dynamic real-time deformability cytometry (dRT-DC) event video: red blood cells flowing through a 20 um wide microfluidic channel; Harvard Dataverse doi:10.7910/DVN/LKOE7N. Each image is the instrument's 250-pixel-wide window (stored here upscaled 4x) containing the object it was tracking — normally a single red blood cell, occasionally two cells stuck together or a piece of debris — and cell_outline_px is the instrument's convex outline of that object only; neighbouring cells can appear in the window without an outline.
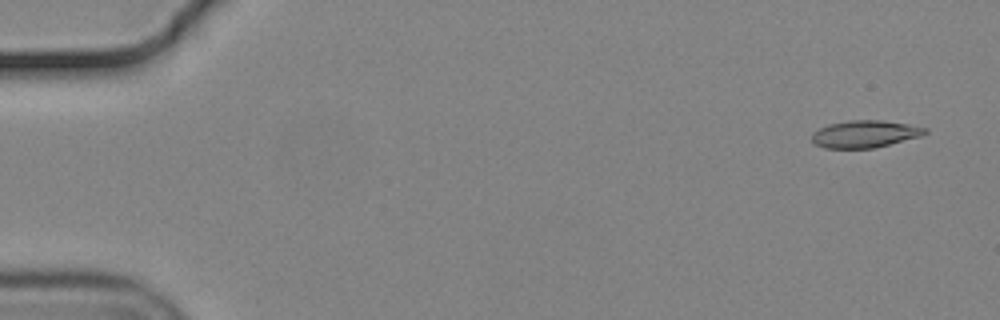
{"species": "common noctule bat (a hibernating species)", "species_latin": "Nyctalus noctula", "temperature_condition": "cold", "stored_images_in_passage": 55, "camera_frame_rate_fps": 3000, "um_per_image_px": 0.085, "animal": {"sex": "male", "body_mass_g": 19.2, "forearm_length_mm": 51.8}, "frame": {"image": 1, "passage_image": 3, "time_ms": 0.667, "image_size_px": [1000, 320], "cell_outline_px": [[928, 132], [920, 136], [872, 148], [824, 148], [816, 144], [812, 140], [812, 132], [828, 124], [848, 120], [884, 120], [908, 124], [928, 128]], "centroid_in_image_um": [73.5, 11.37], "position_along_channel_um": 11.5, "area_um2": 17.86}}
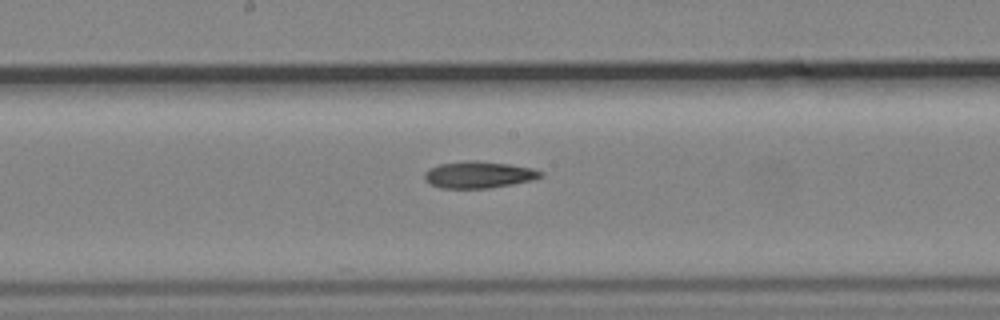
{"frame": {"image": 2, "passage_image": 30, "time_ms": 9.667, "image_size_px": [1000, 320], "cell_outline_px": [[544, 176], [532, 180], [512, 184], [488, 188], [440, 188], [428, 184], [424, 180], [424, 172], [428, 168], [440, 164], [468, 160], [476, 160], [508, 164], [532, 168], [544, 172]], "centroid_in_image_um": [40.66, 14.85], "position_along_channel_um": 207.5, "area_um2": 18.26}}
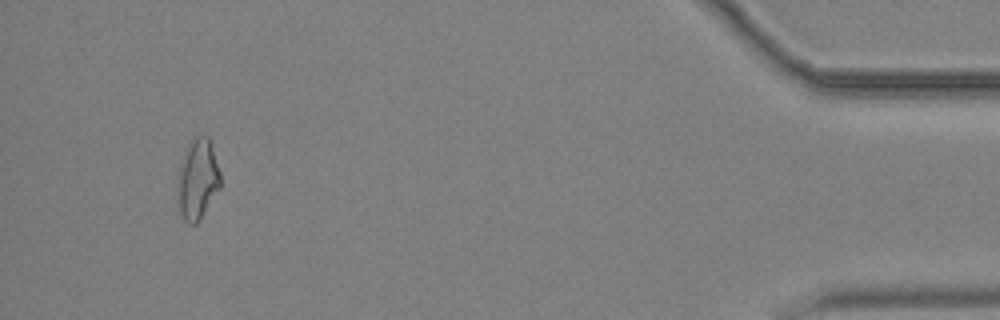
{"frame": {"image": 3, "passage_image": 53, "time_ms": 17.333, "image_size_px": [1000, 320], "cell_outline_px": [[220, 188], [200, 220], [196, 224], [188, 224], [184, 220], [180, 212], [176, 188], [176, 184], [180, 160], [192, 136], [208, 136], [220, 172]], "centroid_in_image_um": [16.76, 15.24], "position_along_channel_um": 418.4, "area_um2": 20.4}}